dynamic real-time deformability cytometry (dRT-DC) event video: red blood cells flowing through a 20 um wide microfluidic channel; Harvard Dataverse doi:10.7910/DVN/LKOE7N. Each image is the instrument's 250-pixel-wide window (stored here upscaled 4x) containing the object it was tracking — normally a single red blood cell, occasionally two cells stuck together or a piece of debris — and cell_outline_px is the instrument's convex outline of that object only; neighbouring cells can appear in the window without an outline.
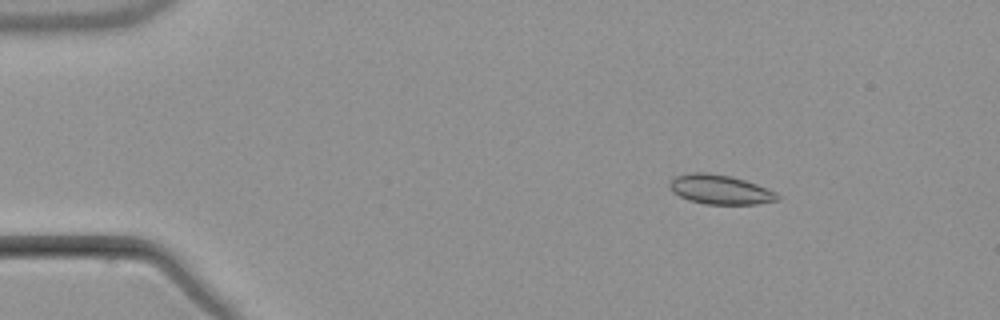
{"species": "common noctule bat (a hibernating species)", "species_latin": "Nyctalus noctula", "temperature_condition": "warm", "stored_images_in_passage": 4, "camera_frame_rate_fps": 3000, "um_per_image_px": 0.085, "animal": {"sex": "male", "body_mass_g": 21.5, "forearm_length_mm": 52.0}, "frame": {"image": 1, "passage_image": 2, "time_ms": 1.333, "image_size_px": [1000, 320], "cell_outline_px": [[780, 200], [756, 204], [704, 204], [688, 200], [672, 192], [668, 184], [676, 176], [692, 172], [708, 172], [732, 176], [768, 188], [776, 192], [780, 196]], "centroid_in_image_um": [61.22, 16.11], "position_along_channel_um": 23.8, "area_um2": 18.61}}
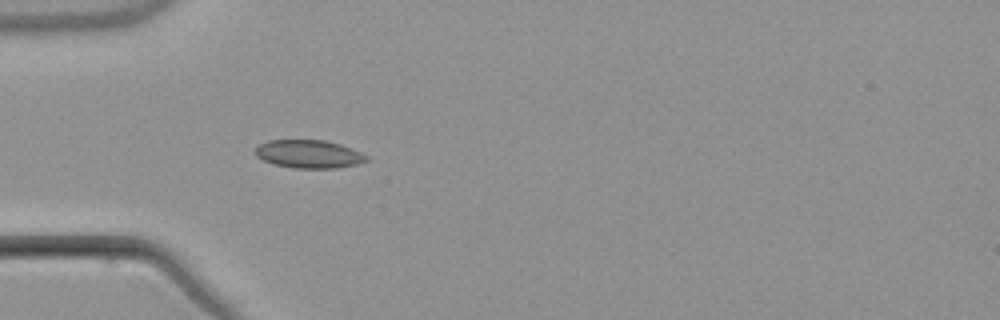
{"frame": {"image": 2, "passage_image": 4, "time_ms": 4.333, "image_size_px": [1000, 320], "cell_outline_px": [[368, 160], [356, 164], [336, 168], [296, 168], [272, 164], [256, 156], [252, 152], [260, 144], [268, 140], [324, 140], [340, 144], [360, 152], [368, 156]], "centroid_in_image_um": [26.22, 13.09], "position_along_channel_um": 58.8, "area_um2": 18.21}}